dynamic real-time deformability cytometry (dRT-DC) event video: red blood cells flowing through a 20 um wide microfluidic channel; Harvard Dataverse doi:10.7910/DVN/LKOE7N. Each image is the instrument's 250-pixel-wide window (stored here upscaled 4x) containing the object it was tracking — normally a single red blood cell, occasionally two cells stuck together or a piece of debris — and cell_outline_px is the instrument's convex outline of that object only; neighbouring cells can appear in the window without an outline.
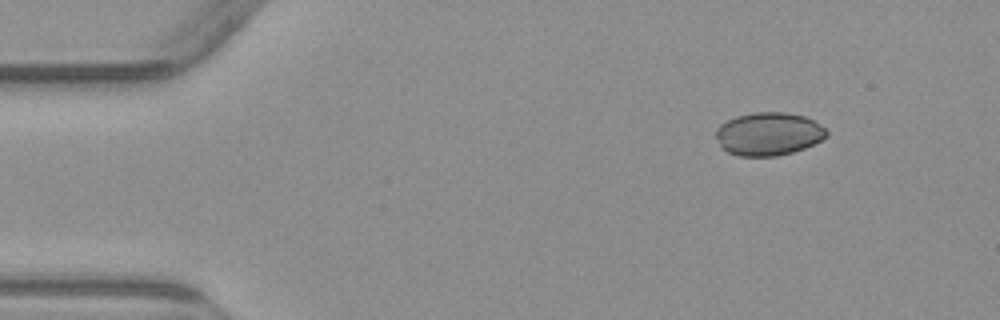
{"species": "common noctule bat (a hibernating species)", "species_latin": "Nyctalus noctula", "temperature_condition": "warm", "stored_images_in_passage": 4, "camera_frame_rate_fps": 3000, "um_per_image_px": 0.085, "animal": {"sex": "male", "body_mass_g": 23.1, "forearm_length_mm": 52.7}, "frame": {"image": 1, "passage_image": 1, "time_ms": 0.0, "image_size_px": [1000, 320], "cell_outline_px": [[828, 136], [804, 148], [792, 152], [776, 156], [736, 156], [720, 148], [716, 136], [716, 128], [720, 124], [736, 116], [756, 112], [784, 112], [804, 116], [812, 120], [824, 128], [828, 132]], "centroid_in_image_um": [65.29, 11.39], "position_along_channel_um": 19.7, "area_um2": 27.74}}
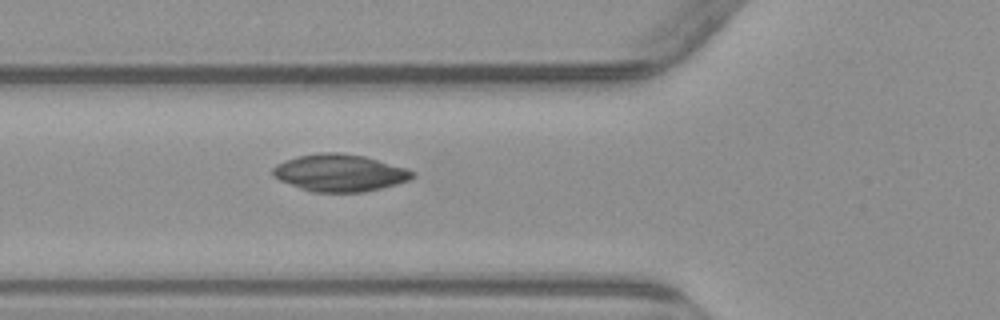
{"frame": {"image": 2, "passage_image": 4, "time_ms": 4.333, "image_size_px": [1000, 320], "cell_outline_px": [[416, 176], [408, 180], [396, 184], [364, 192], [312, 192], [300, 188], [280, 180], [272, 176], [272, 168], [276, 164], [284, 160], [300, 156], [320, 152], [336, 152], [364, 156], [408, 168], [416, 172]], "centroid_in_image_um": [28.88, 14.69], "position_along_channel_um": 96.9, "area_um2": 30.29}}